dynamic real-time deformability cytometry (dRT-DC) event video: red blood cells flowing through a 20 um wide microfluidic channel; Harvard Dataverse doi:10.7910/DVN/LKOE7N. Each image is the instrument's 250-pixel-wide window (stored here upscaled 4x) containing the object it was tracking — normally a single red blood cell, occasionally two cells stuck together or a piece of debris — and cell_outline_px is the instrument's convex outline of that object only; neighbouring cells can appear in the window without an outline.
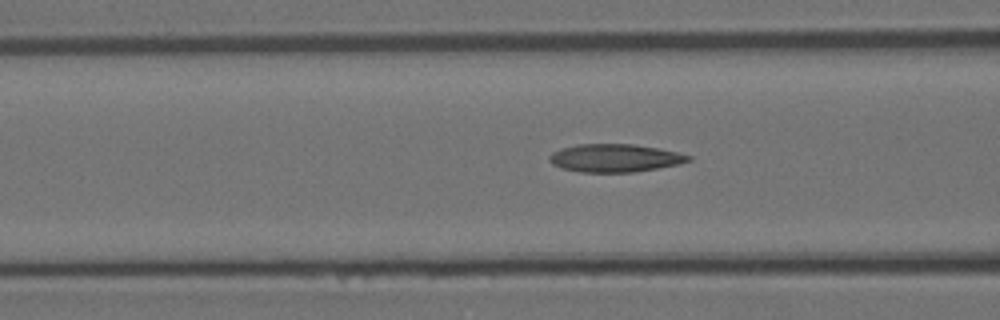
{"species": "Egyptian fruit bat (a non-hibernating species)", "species_latin": "Rousettus aegyptiacus", "temperature_condition": "room temperature", "stored_images_in_passage": 9, "camera_frame_rate_fps": 3000, "um_per_image_px": 0.085, "animal": {"sex": "female"}, "frame": {"image": 1, "passage_image": 7, "time_ms": 2.0, "image_size_px": [1000, 320], "cell_outline_px": [[692, 160], [680, 164], [636, 172], [580, 172], [560, 168], [552, 164], [548, 160], [548, 156], [552, 152], [560, 148], [576, 144], [632, 144], [660, 148], [692, 156]], "centroid_in_image_um": [52.24, 13.43], "position_along_channel_um": 114.4, "area_um2": 22.95}}